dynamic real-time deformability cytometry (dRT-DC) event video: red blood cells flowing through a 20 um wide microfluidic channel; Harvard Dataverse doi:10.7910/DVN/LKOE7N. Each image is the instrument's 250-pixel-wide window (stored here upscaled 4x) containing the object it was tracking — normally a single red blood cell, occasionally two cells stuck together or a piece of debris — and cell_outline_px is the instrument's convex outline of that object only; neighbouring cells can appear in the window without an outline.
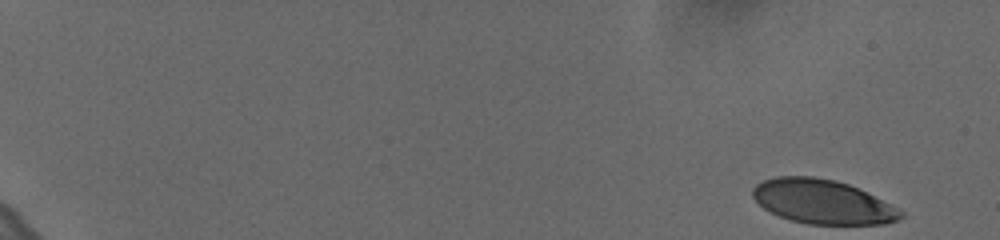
{"species": "human", "species_latin": "Homo sapiens", "temperature_condition": "cold", "stored_images_in_passage": 57, "camera_frame_rate_fps": 3000, "um_per_image_px": 0.085, "donor": {"sex": "female"}, "frame": {"image": 1, "passage_image": 1, "time_ms": 0.0, "image_size_px": [1000, 240], "cell_outline_px": [[904, 216], [896, 220], [884, 224], [808, 224], [792, 220], [780, 216], [764, 208], [752, 196], [752, 188], [756, 184], [764, 180], [776, 176], [812, 176], [836, 180], [848, 184], [892, 204], [904, 212]], "centroid_in_image_um": [69.92, 17.14], "position_along_channel_um": 15.1, "area_um2": 37.97}}
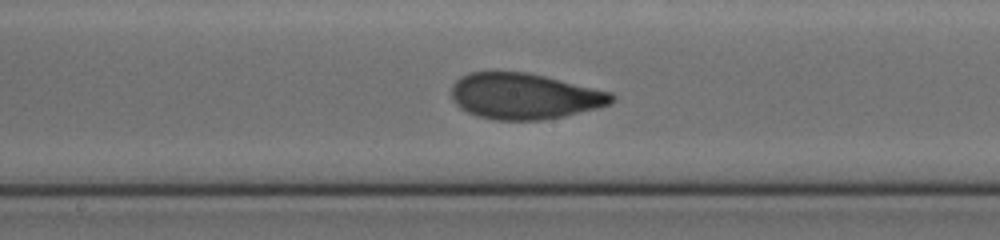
{"frame": {"image": 2, "passage_image": 33, "time_ms": 10.667, "image_size_px": [1000, 240], "cell_outline_px": [[616, 100], [608, 104], [596, 108], [564, 116], [540, 120], [496, 120], [476, 116], [460, 108], [452, 100], [452, 84], [460, 76], [468, 72], [528, 72], [612, 92], [616, 96]], "centroid_in_image_um": [44.56, 8.17], "position_along_channel_um": 203.6, "area_um2": 43.0}}
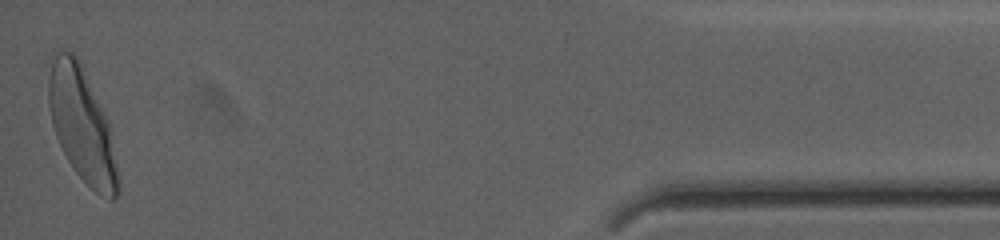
{"frame": {"image": 3, "passage_image": 57, "time_ms": 18.667, "image_size_px": [1000, 240], "cell_outline_px": [[120, 196], [116, 200], [108, 200], [100, 196], [76, 172], [68, 160], [56, 136], [52, 124], [48, 104], [48, 80], [52, 52], [72, 52], [76, 56], [108, 120], [120, 176]], "centroid_in_image_um": [6.99, 10.69], "position_along_channel_um": 428.2, "area_um2": 45.95}, "authors_computed_cell_mechanics": {"area_um2": 42.1362, "velocity_mm_per_s": 3.6008, "shape_relaxation_time_tau1_ms": 5.3436, "shape_relaxation_time_tau2_ms": 0.893, "deformation_change_tau1": 0.1976, "deformation_change_tau2": 0.0591}}